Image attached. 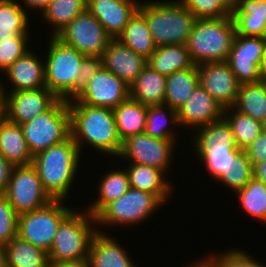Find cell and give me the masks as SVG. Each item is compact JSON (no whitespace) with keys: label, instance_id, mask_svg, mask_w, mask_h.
<instances>
[{"label":"cell","instance_id":"6da1fadb","mask_svg":"<svg viewBox=\"0 0 266 267\" xmlns=\"http://www.w3.org/2000/svg\"><path fill=\"white\" fill-rule=\"evenodd\" d=\"M68 106L71 115V137L80 153L83 152L82 147L86 143L100 154L117 158L123 141L117 131L113 109L87 104Z\"/></svg>","mask_w":266,"mask_h":267},{"label":"cell","instance_id":"7a4b0ae2","mask_svg":"<svg viewBox=\"0 0 266 267\" xmlns=\"http://www.w3.org/2000/svg\"><path fill=\"white\" fill-rule=\"evenodd\" d=\"M81 153L70 137L64 142L51 146L33 156L32 165L36 168L43 187L53 200L69 197L71 187L80 169ZM76 176V177H75Z\"/></svg>","mask_w":266,"mask_h":267},{"label":"cell","instance_id":"3957f363","mask_svg":"<svg viewBox=\"0 0 266 267\" xmlns=\"http://www.w3.org/2000/svg\"><path fill=\"white\" fill-rule=\"evenodd\" d=\"M138 11L146 18L157 47L186 45L197 19L179 0H142Z\"/></svg>","mask_w":266,"mask_h":267},{"label":"cell","instance_id":"277c9868","mask_svg":"<svg viewBox=\"0 0 266 267\" xmlns=\"http://www.w3.org/2000/svg\"><path fill=\"white\" fill-rule=\"evenodd\" d=\"M236 35L232 16L197 18L186 43L192 62L227 61Z\"/></svg>","mask_w":266,"mask_h":267},{"label":"cell","instance_id":"5b68a950","mask_svg":"<svg viewBox=\"0 0 266 267\" xmlns=\"http://www.w3.org/2000/svg\"><path fill=\"white\" fill-rule=\"evenodd\" d=\"M80 209L75 208L59 225L52 248L48 252L49 261L87 259L92 239L98 229L95 216L84 208Z\"/></svg>","mask_w":266,"mask_h":267},{"label":"cell","instance_id":"8992f818","mask_svg":"<svg viewBox=\"0 0 266 267\" xmlns=\"http://www.w3.org/2000/svg\"><path fill=\"white\" fill-rule=\"evenodd\" d=\"M49 41V42H48ZM45 61V85L58 99H74V87L80 76V64L85 57L56 36H49Z\"/></svg>","mask_w":266,"mask_h":267},{"label":"cell","instance_id":"52a82bcc","mask_svg":"<svg viewBox=\"0 0 266 267\" xmlns=\"http://www.w3.org/2000/svg\"><path fill=\"white\" fill-rule=\"evenodd\" d=\"M20 126L33 156L66 141L71 137L68 101L58 99L48 110Z\"/></svg>","mask_w":266,"mask_h":267},{"label":"cell","instance_id":"ba28073f","mask_svg":"<svg viewBox=\"0 0 266 267\" xmlns=\"http://www.w3.org/2000/svg\"><path fill=\"white\" fill-rule=\"evenodd\" d=\"M164 203L155 195L147 191L130 188L118 199L106 204L96 215L98 231L102 226L134 227L152 217ZM156 211V212H155Z\"/></svg>","mask_w":266,"mask_h":267},{"label":"cell","instance_id":"9c48e42d","mask_svg":"<svg viewBox=\"0 0 266 267\" xmlns=\"http://www.w3.org/2000/svg\"><path fill=\"white\" fill-rule=\"evenodd\" d=\"M65 205L64 200H52L44 207L20 214L17 236L48 253L59 225L74 210Z\"/></svg>","mask_w":266,"mask_h":267},{"label":"cell","instance_id":"30bf717a","mask_svg":"<svg viewBox=\"0 0 266 267\" xmlns=\"http://www.w3.org/2000/svg\"><path fill=\"white\" fill-rule=\"evenodd\" d=\"M3 195L19 215L44 207L53 200L32 164L14 167Z\"/></svg>","mask_w":266,"mask_h":267},{"label":"cell","instance_id":"8fae6325","mask_svg":"<svg viewBox=\"0 0 266 267\" xmlns=\"http://www.w3.org/2000/svg\"><path fill=\"white\" fill-rule=\"evenodd\" d=\"M177 141L153 138L144 132L131 135L123 140L122 149L117 158L169 173Z\"/></svg>","mask_w":266,"mask_h":267},{"label":"cell","instance_id":"7c38bea8","mask_svg":"<svg viewBox=\"0 0 266 267\" xmlns=\"http://www.w3.org/2000/svg\"><path fill=\"white\" fill-rule=\"evenodd\" d=\"M56 37L84 56L101 57L112 39L103 25L86 9L74 18Z\"/></svg>","mask_w":266,"mask_h":267},{"label":"cell","instance_id":"4fadbf2b","mask_svg":"<svg viewBox=\"0 0 266 267\" xmlns=\"http://www.w3.org/2000/svg\"><path fill=\"white\" fill-rule=\"evenodd\" d=\"M227 62L240 84L261 81L266 62L265 38L236 34Z\"/></svg>","mask_w":266,"mask_h":267},{"label":"cell","instance_id":"5bb4252c","mask_svg":"<svg viewBox=\"0 0 266 267\" xmlns=\"http://www.w3.org/2000/svg\"><path fill=\"white\" fill-rule=\"evenodd\" d=\"M130 97V87L103 66L88 81L87 86L68 104H87L114 109Z\"/></svg>","mask_w":266,"mask_h":267},{"label":"cell","instance_id":"9a60e30c","mask_svg":"<svg viewBox=\"0 0 266 267\" xmlns=\"http://www.w3.org/2000/svg\"><path fill=\"white\" fill-rule=\"evenodd\" d=\"M199 84L224 109L233 107L240 83L227 61L205 62L197 65Z\"/></svg>","mask_w":266,"mask_h":267},{"label":"cell","instance_id":"2e32d148","mask_svg":"<svg viewBox=\"0 0 266 267\" xmlns=\"http://www.w3.org/2000/svg\"><path fill=\"white\" fill-rule=\"evenodd\" d=\"M57 100L47 88L6 92L5 119L21 125L48 110Z\"/></svg>","mask_w":266,"mask_h":267},{"label":"cell","instance_id":"e0dca14e","mask_svg":"<svg viewBox=\"0 0 266 267\" xmlns=\"http://www.w3.org/2000/svg\"><path fill=\"white\" fill-rule=\"evenodd\" d=\"M224 108L199 84L177 111L181 128L193 133L200 127L223 118Z\"/></svg>","mask_w":266,"mask_h":267},{"label":"cell","instance_id":"ac0fdd59","mask_svg":"<svg viewBox=\"0 0 266 267\" xmlns=\"http://www.w3.org/2000/svg\"><path fill=\"white\" fill-rule=\"evenodd\" d=\"M140 3L139 0H89L87 10L112 39H117L138 11Z\"/></svg>","mask_w":266,"mask_h":267},{"label":"cell","instance_id":"d6986e66","mask_svg":"<svg viewBox=\"0 0 266 267\" xmlns=\"http://www.w3.org/2000/svg\"><path fill=\"white\" fill-rule=\"evenodd\" d=\"M102 66L123 80L129 87L147 66V59L118 39H111L103 52Z\"/></svg>","mask_w":266,"mask_h":267},{"label":"cell","instance_id":"ffe728a7","mask_svg":"<svg viewBox=\"0 0 266 267\" xmlns=\"http://www.w3.org/2000/svg\"><path fill=\"white\" fill-rule=\"evenodd\" d=\"M35 51H28L23 57L19 58L13 65L5 70L0 76L4 75L7 82L11 84V89L3 85L6 92L34 90L46 88L45 85V61L41 59ZM40 57V59H39Z\"/></svg>","mask_w":266,"mask_h":267},{"label":"cell","instance_id":"44dd1931","mask_svg":"<svg viewBox=\"0 0 266 267\" xmlns=\"http://www.w3.org/2000/svg\"><path fill=\"white\" fill-rule=\"evenodd\" d=\"M105 231H98L91 242L88 261L91 267H137L131 255L118 244L116 238ZM116 240V241H115Z\"/></svg>","mask_w":266,"mask_h":267},{"label":"cell","instance_id":"7402d4cb","mask_svg":"<svg viewBox=\"0 0 266 267\" xmlns=\"http://www.w3.org/2000/svg\"><path fill=\"white\" fill-rule=\"evenodd\" d=\"M127 165L129 166L125 170L131 188L155 194L163 203L167 204L168 198L173 196L171 193L174 186L165 177L167 174L165 171L135 163H128Z\"/></svg>","mask_w":266,"mask_h":267},{"label":"cell","instance_id":"603a6c76","mask_svg":"<svg viewBox=\"0 0 266 267\" xmlns=\"http://www.w3.org/2000/svg\"><path fill=\"white\" fill-rule=\"evenodd\" d=\"M0 153L14 166L31 165V154L21 126L6 119L0 122Z\"/></svg>","mask_w":266,"mask_h":267},{"label":"cell","instance_id":"cb8c5ba5","mask_svg":"<svg viewBox=\"0 0 266 267\" xmlns=\"http://www.w3.org/2000/svg\"><path fill=\"white\" fill-rule=\"evenodd\" d=\"M167 76L147 65L130 86V98L145 106L163 105Z\"/></svg>","mask_w":266,"mask_h":267},{"label":"cell","instance_id":"d4e9b609","mask_svg":"<svg viewBox=\"0 0 266 267\" xmlns=\"http://www.w3.org/2000/svg\"><path fill=\"white\" fill-rule=\"evenodd\" d=\"M147 65L162 75L193 67L186 45L170 44L156 47L155 52L147 59Z\"/></svg>","mask_w":266,"mask_h":267},{"label":"cell","instance_id":"484cf974","mask_svg":"<svg viewBox=\"0 0 266 267\" xmlns=\"http://www.w3.org/2000/svg\"><path fill=\"white\" fill-rule=\"evenodd\" d=\"M98 183L97 199L85 209L95 216L106 204L124 195L131 187L125 169H113L105 172Z\"/></svg>","mask_w":266,"mask_h":267},{"label":"cell","instance_id":"4316f807","mask_svg":"<svg viewBox=\"0 0 266 267\" xmlns=\"http://www.w3.org/2000/svg\"><path fill=\"white\" fill-rule=\"evenodd\" d=\"M199 85L197 65L167 76L164 105L178 111Z\"/></svg>","mask_w":266,"mask_h":267},{"label":"cell","instance_id":"83f0119b","mask_svg":"<svg viewBox=\"0 0 266 267\" xmlns=\"http://www.w3.org/2000/svg\"><path fill=\"white\" fill-rule=\"evenodd\" d=\"M135 53L148 59L156 50L146 18L137 11L117 38Z\"/></svg>","mask_w":266,"mask_h":267},{"label":"cell","instance_id":"f1b7e54d","mask_svg":"<svg viewBox=\"0 0 266 267\" xmlns=\"http://www.w3.org/2000/svg\"><path fill=\"white\" fill-rule=\"evenodd\" d=\"M148 106L128 98L113 109L117 131L121 140L144 132Z\"/></svg>","mask_w":266,"mask_h":267},{"label":"cell","instance_id":"f546056e","mask_svg":"<svg viewBox=\"0 0 266 267\" xmlns=\"http://www.w3.org/2000/svg\"><path fill=\"white\" fill-rule=\"evenodd\" d=\"M176 126L178 131L180 125L176 110L164 104L148 106L145 134L162 140H178L179 135L174 131Z\"/></svg>","mask_w":266,"mask_h":267},{"label":"cell","instance_id":"4dcf8cb0","mask_svg":"<svg viewBox=\"0 0 266 267\" xmlns=\"http://www.w3.org/2000/svg\"><path fill=\"white\" fill-rule=\"evenodd\" d=\"M190 137H193L194 149L238 148L231 127L224 118L198 128Z\"/></svg>","mask_w":266,"mask_h":267},{"label":"cell","instance_id":"1f68e13d","mask_svg":"<svg viewBox=\"0 0 266 267\" xmlns=\"http://www.w3.org/2000/svg\"><path fill=\"white\" fill-rule=\"evenodd\" d=\"M233 108L242 114L251 116L265 125L266 84L261 81L240 84Z\"/></svg>","mask_w":266,"mask_h":267},{"label":"cell","instance_id":"d6a6232c","mask_svg":"<svg viewBox=\"0 0 266 267\" xmlns=\"http://www.w3.org/2000/svg\"><path fill=\"white\" fill-rule=\"evenodd\" d=\"M6 267H48V253L20 237H14L7 245Z\"/></svg>","mask_w":266,"mask_h":267},{"label":"cell","instance_id":"836d02e7","mask_svg":"<svg viewBox=\"0 0 266 267\" xmlns=\"http://www.w3.org/2000/svg\"><path fill=\"white\" fill-rule=\"evenodd\" d=\"M86 9V0H51L40 16L53 29L51 36H56Z\"/></svg>","mask_w":266,"mask_h":267},{"label":"cell","instance_id":"e575fe53","mask_svg":"<svg viewBox=\"0 0 266 267\" xmlns=\"http://www.w3.org/2000/svg\"><path fill=\"white\" fill-rule=\"evenodd\" d=\"M29 14L15 0H0V41L30 34Z\"/></svg>","mask_w":266,"mask_h":267},{"label":"cell","instance_id":"d590c367","mask_svg":"<svg viewBox=\"0 0 266 267\" xmlns=\"http://www.w3.org/2000/svg\"><path fill=\"white\" fill-rule=\"evenodd\" d=\"M223 118L230 125L238 148L244 150L264 130L265 125L233 107L224 109Z\"/></svg>","mask_w":266,"mask_h":267},{"label":"cell","instance_id":"8d00e7d4","mask_svg":"<svg viewBox=\"0 0 266 267\" xmlns=\"http://www.w3.org/2000/svg\"><path fill=\"white\" fill-rule=\"evenodd\" d=\"M243 211L266 224V185L254 177L235 192Z\"/></svg>","mask_w":266,"mask_h":267},{"label":"cell","instance_id":"74e56055","mask_svg":"<svg viewBox=\"0 0 266 267\" xmlns=\"http://www.w3.org/2000/svg\"><path fill=\"white\" fill-rule=\"evenodd\" d=\"M253 178V165L245 150H240L236 157H232L230 166L217 180L224 187L234 193L246 186Z\"/></svg>","mask_w":266,"mask_h":267},{"label":"cell","instance_id":"f35d334b","mask_svg":"<svg viewBox=\"0 0 266 267\" xmlns=\"http://www.w3.org/2000/svg\"><path fill=\"white\" fill-rule=\"evenodd\" d=\"M240 148H219V149H194V154L199 158L210 176L216 181L226 172L231 164L232 157L240 151Z\"/></svg>","mask_w":266,"mask_h":267},{"label":"cell","instance_id":"ab89813d","mask_svg":"<svg viewBox=\"0 0 266 267\" xmlns=\"http://www.w3.org/2000/svg\"><path fill=\"white\" fill-rule=\"evenodd\" d=\"M210 253L201 258L209 267H266V264L261 263L248 252L235 247L234 249L230 247L229 250L226 249L219 254L215 253L216 255Z\"/></svg>","mask_w":266,"mask_h":267},{"label":"cell","instance_id":"60d3db41","mask_svg":"<svg viewBox=\"0 0 266 267\" xmlns=\"http://www.w3.org/2000/svg\"><path fill=\"white\" fill-rule=\"evenodd\" d=\"M196 18H224L232 15L234 0H179Z\"/></svg>","mask_w":266,"mask_h":267},{"label":"cell","instance_id":"b9f144b4","mask_svg":"<svg viewBox=\"0 0 266 267\" xmlns=\"http://www.w3.org/2000/svg\"><path fill=\"white\" fill-rule=\"evenodd\" d=\"M30 34H18L16 37L0 41V72L3 73L19 58L23 57L29 49Z\"/></svg>","mask_w":266,"mask_h":267},{"label":"cell","instance_id":"7bdbcfd3","mask_svg":"<svg viewBox=\"0 0 266 267\" xmlns=\"http://www.w3.org/2000/svg\"><path fill=\"white\" fill-rule=\"evenodd\" d=\"M18 217L7 198L0 194V244L7 245L17 236Z\"/></svg>","mask_w":266,"mask_h":267},{"label":"cell","instance_id":"ee69618b","mask_svg":"<svg viewBox=\"0 0 266 267\" xmlns=\"http://www.w3.org/2000/svg\"><path fill=\"white\" fill-rule=\"evenodd\" d=\"M102 67V58L97 56H85L80 64V76L74 87V99L87 86L88 81Z\"/></svg>","mask_w":266,"mask_h":267},{"label":"cell","instance_id":"f6af8a7d","mask_svg":"<svg viewBox=\"0 0 266 267\" xmlns=\"http://www.w3.org/2000/svg\"><path fill=\"white\" fill-rule=\"evenodd\" d=\"M252 165L266 162V130L244 149Z\"/></svg>","mask_w":266,"mask_h":267},{"label":"cell","instance_id":"bcb514c9","mask_svg":"<svg viewBox=\"0 0 266 267\" xmlns=\"http://www.w3.org/2000/svg\"><path fill=\"white\" fill-rule=\"evenodd\" d=\"M14 165L0 153V194H3L9 184Z\"/></svg>","mask_w":266,"mask_h":267},{"label":"cell","instance_id":"7dc6e473","mask_svg":"<svg viewBox=\"0 0 266 267\" xmlns=\"http://www.w3.org/2000/svg\"><path fill=\"white\" fill-rule=\"evenodd\" d=\"M15 1L18 2L27 13H29L28 11L31 10V12L40 11L39 14H42V12L48 7L51 0H20V2L19 0Z\"/></svg>","mask_w":266,"mask_h":267},{"label":"cell","instance_id":"c3c4849f","mask_svg":"<svg viewBox=\"0 0 266 267\" xmlns=\"http://www.w3.org/2000/svg\"><path fill=\"white\" fill-rule=\"evenodd\" d=\"M48 267H91L88 259L80 261H64V262H52L49 261Z\"/></svg>","mask_w":266,"mask_h":267},{"label":"cell","instance_id":"681fc988","mask_svg":"<svg viewBox=\"0 0 266 267\" xmlns=\"http://www.w3.org/2000/svg\"><path fill=\"white\" fill-rule=\"evenodd\" d=\"M253 177L266 185V162L256 163L253 166Z\"/></svg>","mask_w":266,"mask_h":267},{"label":"cell","instance_id":"f907efd6","mask_svg":"<svg viewBox=\"0 0 266 267\" xmlns=\"http://www.w3.org/2000/svg\"><path fill=\"white\" fill-rule=\"evenodd\" d=\"M0 122L5 119V106H6V91L4 88V81L2 76L0 78Z\"/></svg>","mask_w":266,"mask_h":267},{"label":"cell","instance_id":"816d5d0a","mask_svg":"<svg viewBox=\"0 0 266 267\" xmlns=\"http://www.w3.org/2000/svg\"><path fill=\"white\" fill-rule=\"evenodd\" d=\"M0 267H6V251L3 244H0Z\"/></svg>","mask_w":266,"mask_h":267},{"label":"cell","instance_id":"f5cc1de1","mask_svg":"<svg viewBox=\"0 0 266 267\" xmlns=\"http://www.w3.org/2000/svg\"><path fill=\"white\" fill-rule=\"evenodd\" d=\"M196 262H192V264L187 265V267H209L202 259L194 260Z\"/></svg>","mask_w":266,"mask_h":267},{"label":"cell","instance_id":"db71d44e","mask_svg":"<svg viewBox=\"0 0 266 267\" xmlns=\"http://www.w3.org/2000/svg\"><path fill=\"white\" fill-rule=\"evenodd\" d=\"M257 1H263V0H234L235 5H249L252 2H257Z\"/></svg>","mask_w":266,"mask_h":267},{"label":"cell","instance_id":"11a10c76","mask_svg":"<svg viewBox=\"0 0 266 267\" xmlns=\"http://www.w3.org/2000/svg\"><path fill=\"white\" fill-rule=\"evenodd\" d=\"M261 82L266 84V62L264 63L261 71Z\"/></svg>","mask_w":266,"mask_h":267}]
</instances>
